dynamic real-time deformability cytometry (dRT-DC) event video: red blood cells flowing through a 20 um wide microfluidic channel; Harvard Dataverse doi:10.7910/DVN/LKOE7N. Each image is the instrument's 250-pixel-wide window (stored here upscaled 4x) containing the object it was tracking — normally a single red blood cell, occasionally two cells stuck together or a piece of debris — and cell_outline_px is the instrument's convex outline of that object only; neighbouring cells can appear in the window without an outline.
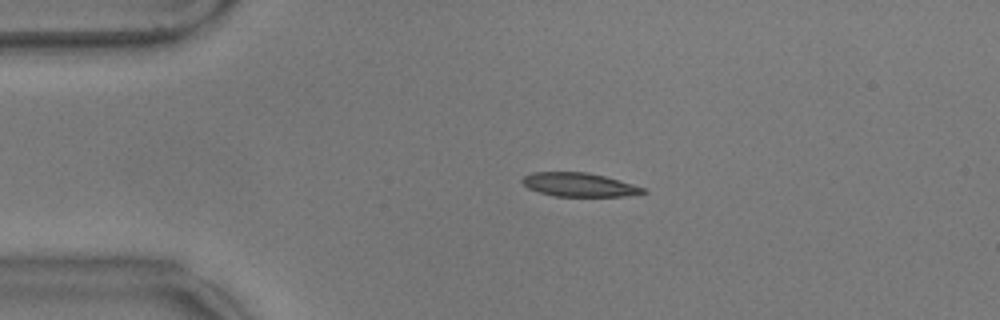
{"species": "common noctule bat (a hibernating species)", "species_latin": "Nyctalus noctula", "temperature_condition": "warm", "stored_images_in_passage": 57, "camera_frame_rate_fps": 3000, "um_per_image_px": 0.085, "animal": {"sex": "male", "body_mass_g": 17.9}, "frame": {"image": 1, "passage_image": 12, "time_ms": 3.667, "image_size_px": [1000, 320], "cell_outline_px": [[648, 192], [624, 196], [556, 196], [540, 192], [528, 188], [520, 180], [524, 176], [532, 172], [588, 172], [604, 176], [632, 184], [644, 188]], "centroid_in_image_um": [49.2, 15.69], "position_along_channel_um": 35.8, "area_um2": 16.53}}
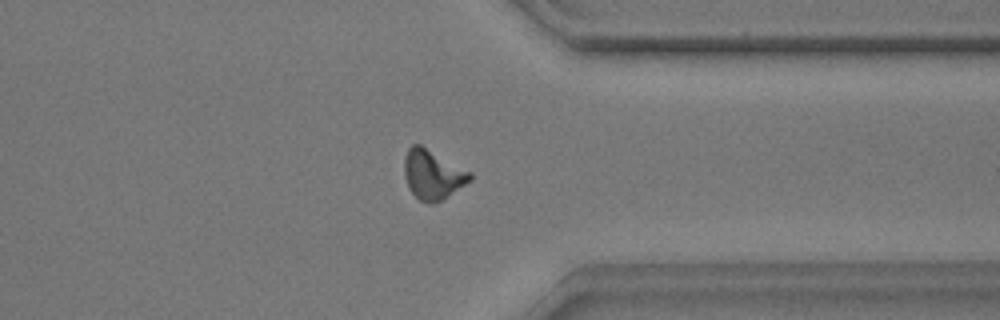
{"frame": {"image": 2, "passage_image": 44, "time_ms": 14.333, "image_size_px": [1000, 320], "cell_outline_px": [[472, 180], [448, 196], [440, 200], [420, 200], [412, 192], [408, 184], [404, 172], [404, 160], [408, 148], [412, 144], [420, 144], [472, 172]], "centroid_in_image_um": [36.8, 14.78], "position_along_channel_um": 374.6, "area_um2": 18.5}}
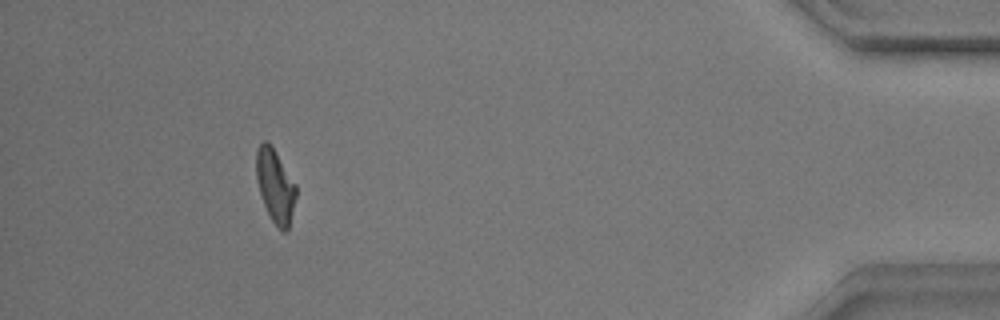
{"frame": {"image": 3, "passage_image": 52, "time_ms": 17.0, "image_size_px": [1000, 320], "cell_outline_px": [[296, 196], [288, 232], [284, 232], [272, 220], [264, 204], [256, 180], [256, 148], [260, 140], [268, 140], [276, 152], [296, 184]], "centroid_in_image_um": [23.38, 15.74], "position_along_channel_um": 411.8, "area_um2": 17.05}, "authors_computed_cell_mechanics": {"area_um2": 17.34, "velocity_mm_per_s": 3.5356, "shape_relaxation_time_tau1_ms": 3.865, "shape_relaxation_time_tau2_ms": 3.0195, "deformation_change_tau1": 0.2014, "deformation_change_tau2": 0.1254}}